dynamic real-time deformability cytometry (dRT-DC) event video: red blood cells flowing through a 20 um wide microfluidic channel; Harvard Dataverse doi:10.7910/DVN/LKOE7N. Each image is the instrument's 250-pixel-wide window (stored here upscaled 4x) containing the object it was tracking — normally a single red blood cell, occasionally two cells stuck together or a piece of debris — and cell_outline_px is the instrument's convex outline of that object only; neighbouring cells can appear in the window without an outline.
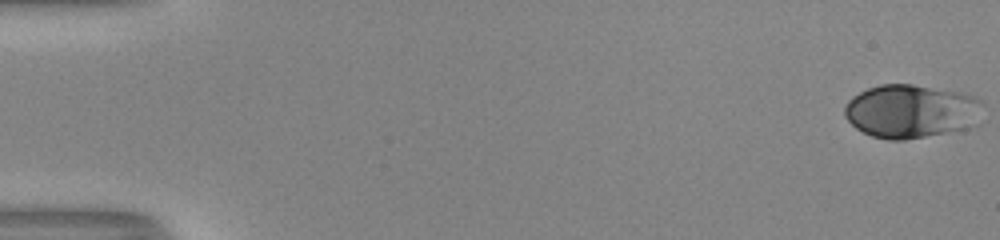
{"species": "human", "species_latin": "Homo sapiens", "temperature_condition": "room temperature", "stored_images_in_passage": 53, "camera_frame_rate_fps": 3000, "um_per_image_px": 0.085, "donor": {"sex": "male"}, "frame": {"image": 1, "passage_image": 1, "time_ms": 0.0, "image_size_px": [1000, 240], "cell_outline_px": [[984, 104], [968, 128], [904, 140], [888, 140], [872, 136], [856, 128], [844, 116], [844, 108], [848, 100], [852, 96], [868, 88], [880, 84], [912, 84], [960, 92], [972, 96], [980, 100]], "centroid_in_image_um": [77.37, 9.44], "position_along_channel_um": 7.6, "area_um2": 42.71}}
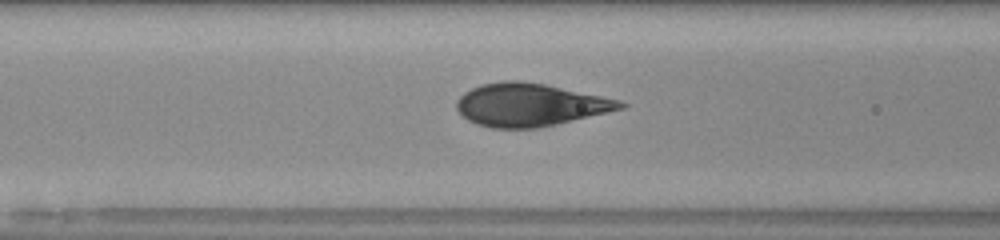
{"frame": {"image": 2, "passage_image": 23, "time_ms": 7.333, "image_size_px": [1000, 240], "cell_outline_px": [[628, 104], [624, 108], [608, 112], [556, 124], [536, 128], [492, 128], [476, 124], [468, 120], [456, 108], [456, 100], [464, 92], [472, 88], [484, 84], [500, 80], [520, 80], [544, 84], [620, 100]], "centroid_in_image_um": [45.02, 8.91], "position_along_channel_um": 121.6, "area_um2": 40.63}}
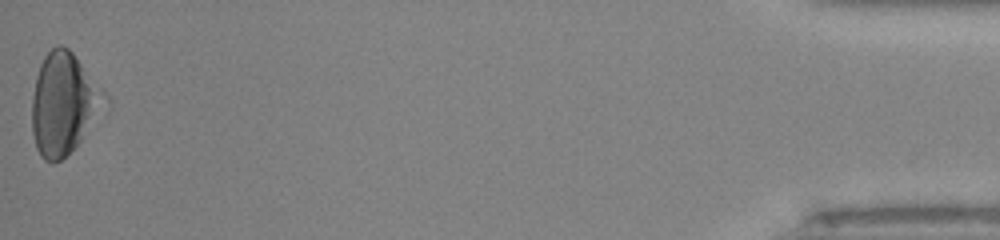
{"frame": {"image": 3, "passage_image": 53, "time_ms": 17.333, "image_size_px": [1000, 240], "cell_outline_px": [[112, 100], [80, 140], [60, 160], [44, 160], [40, 156], [36, 148], [32, 132], [32, 96], [36, 76], [40, 64], [44, 56], [56, 44], [60, 44], [68, 48], [72, 52]], "centroid_in_image_um": [5.43, 8.77], "position_along_channel_um": 429.8, "area_um2": 43.0}, "authors_computed_cell_mechanics": {"area_um2": 41.2692, "velocity_mm_per_s": 4.0471, "shape_relaxation_time_tau1_ms": 5.3483, "shape_relaxation_time_tau2_ms": null, "deformation_change_tau1": 0.202, "deformation_change_tau2": null}}